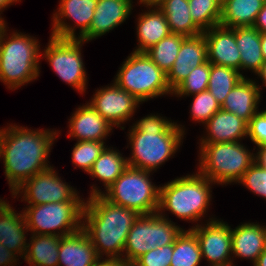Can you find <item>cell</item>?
<instances>
[{
  "label": "cell",
  "instance_id": "6da1fadb",
  "mask_svg": "<svg viewBox=\"0 0 266 266\" xmlns=\"http://www.w3.org/2000/svg\"><path fill=\"white\" fill-rule=\"evenodd\" d=\"M0 159L11 194L25 181L51 167L48 157L59 135L58 130L38 129L10 125L2 127Z\"/></svg>",
  "mask_w": 266,
  "mask_h": 266
},
{
  "label": "cell",
  "instance_id": "7a4b0ae2",
  "mask_svg": "<svg viewBox=\"0 0 266 266\" xmlns=\"http://www.w3.org/2000/svg\"><path fill=\"white\" fill-rule=\"evenodd\" d=\"M86 199L82 229L101 259L122 261L127 235L140 214L108 201L102 194Z\"/></svg>",
  "mask_w": 266,
  "mask_h": 266
},
{
  "label": "cell",
  "instance_id": "3957f363",
  "mask_svg": "<svg viewBox=\"0 0 266 266\" xmlns=\"http://www.w3.org/2000/svg\"><path fill=\"white\" fill-rule=\"evenodd\" d=\"M166 117L150 114L137 120L128 133L130 167L155 172L180 148L185 128Z\"/></svg>",
  "mask_w": 266,
  "mask_h": 266
},
{
  "label": "cell",
  "instance_id": "277c9868",
  "mask_svg": "<svg viewBox=\"0 0 266 266\" xmlns=\"http://www.w3.org/2000/svg\"><path fill=\"white\" fill-rule=\"evenodd\" d=\"M7 31L4 23L0 29V81L15 90L39 76L41 49L37 38L17 30L8 36Z\"/></svg>",
  "mask_w": 266,
  "mask_h": 266
},
{
  "label": "cell",
  "instance_id": "5b68a950",
  "mask_svg": "<svg viewBox=\"0 0 266 266\" xmlns=\"http://www.w3.org/2000/svg\"><path fill=\"white\" fill-rule=\"evenodd\" d=\"M213 184V181L197 171L196 174L177 177L159 186L158 213L169 211L184 221H201L210 206Z\"/></svg>",
  "mask_w": 266,
  "mask_h": 266
},
{
  "label": "cell",
  "instance_id": "8992f818",
  "mask_svg": "<svg viewBox=\"0 0 266 266\" xmlns=\"http://www.w3.org/2000/svg\"><path fill=\"white\" fill-rule=\"evenodd\" d=\"M198 172L215 184L240 180L254 163V153L240 142L200 143Z\"/></svg>",
  "mask_w": 266,
  "mask_h": 266
},
{
  "label": "cell",
  "instance_id": "52a82bcc",
  "mask_svg": "<svg viewBox=\"0 0 266 266\" xmlns=\"http://www.w3.org/2000/svg\"><path fill=\"white\" fill-rule=\"evenodd\" d=\"M151 171L128 167L105 191L90 186V195H103L108 201L137 211L140 215L158 212L160 187L151 181Z\"/></svg>",
  "mask_w": 266,
  "mask_h": 266
},
{
  "label": "cell",
  "instance_id": "ba28073f",
  "mask_svg": "<svg viewBox=\"0 0 266 266\" xmlns=\"http://www.w3.org/2000/svg\"><path fill=\"white\" fill-rule=\"evenodd\" d=\"M118 70L114 83L141 103L169 94L167 74L146 53L131 52Z\"/></svg>",
  "mask_w": 266,
  "mask_h": 266
},
{
  "label": "cell",
  "instance_id": "9c48e42d",
  "mask_svg": "<svg viewBox=\"0 0 266 266\" xmlns=\"http://www.w3.org/2000/svg\"><path fill=\"white\" fill-rule=\"evenodd\" d=\"M85 201L27 205L23 214L34 235L66 236L82 229Z\"/></svg>",
  "mask_w": 266,
  "mask_h": 266
},
{
  "label": "cell",
  "instance_id": "30bf717a",
  "mask_svg": "<svg viewBox=\"0 0 266 266\" xmlns=\"http://www.w3.org/2000/svg\"><path fill=\"white\" fill-rule=\"evenodd\" d=\"M165 215L157 212L138 217L127 235L122 261L135 262L151 249L174 243L183 228Z\"/></svg>",
  "mask_w": 266,
  "mask_h": 266
},
{
  "label": "cell",
  "instance_id": "8fae6325",
  "mask_svg": "<svg viewBox=\"0 0 266 266\" xmlns=\"http://www.w3.org/2000/svg\"><path fill=\"white\" fill-rule=\"evenodd\" d=\"M85 42L80 39H59L50 36L41 57L46 58L52 70L73 89L83 94L86 90L87 75L81 47Z\"/></svg>",
  "mask_w": 266,
  "mask_h": 266
},
{
  "label": "cell",
  "instance_id": "7c38bea8",
  "mask_svg": "<svg viewBox=\"0 0 266 266\" xmlns=\"http://www.w3.org/2000/svg\"><path fill=\"white\" fill-rule=\"evenodd\" d=\"M54 166L37 173L17 188L13 198L22 197L29 205L57 203L64 201H85L75 188L63 182ZM67 183V184H66ZM21 195H20V194ZM23 194V195H22ZM20 195V196H19ZM81 197V198H80Z\"/></svg>",
  "mask_w": 266,
  "mask_h": 266
},
{
  "label": "cell",
  "instance_id": "4fadbf2b",
  "mask_svg": "<svg viewBox=\"0 0 266 266\" xmlns=\"http://www.w3.org/2000/svg\"><path fill=\"white\" fill-rule=\"evenodd\" d=\"M207 224H196L189 228L197 237L202 258L210 266L234 265L232 257L231 226L217 218H209Z\"/></svg>",
  "mask_w": 266,
  "mask_h": 266
},
{
  "label": "cell",
  "instance_id": "5bb4252c",
  "mask_svg": "<svg viewBox=\"0 0 266 266\" xmlns=\"http://www.w3.org/2000/svg\"><path fill=\"white\" fill-rule=\"evenodd\" d=\"M113 127H120L134 116L140 101L132 94L118 87L114 82L97 89L88 102Z\"/></svg>",
  "mask_w": 266,
  "mask_h": 266
},
{
  "label": "cell",
  "instance_id": "9a60e30c",
  "mask_svg": "<svg viewBox=\"0 0 266 266\" xmlns=\"http://www.w3.org/2000/svg\"><path fill=\"white\" fill-rule=\"evenodd\" d=\"M98 0H60L53 13L51 36L59 39H81L89 30ZM73 20L74 26L65 22ZM76 28H80L78 36Z\"/></svg>",
  "mask_w": 266,
  "mask_h": 266
},
{
  "label": "cell",
  "instance_id": "2e32d148",
  "mask_svg": "<svg viewBox=\"0 0 266 266\" xmlns=\"http://www.w3.org/2000/svg\"><path fill=\"white\" fill-rule=\"evenodd\" d=\"M207 59L211 64L234 68L240 72V51L235 39V27L215 26L203 32Z\"/></svg>",
  "mask_w": 266,
  "mask_h": 266
},
{
  "label": "cell",
  "instance_id": "e0dca14e",
  "mask_svg": "<svg viewBox=\"0 0 266 266\" xmlns=\"http://www.w3.org/2000/svg\"><path fill=\"white\" fill-rule=\"evenodd\" d=\"M207 45L204 34L186 37L179 49L173 67L167 73V83L173 91L190 71L207 62Z\"/></svg>",
  "mask_w": 266,
  "mask_h": 266
},
{
  "label": "cell",
  "instance_id": "ac0fdd59",
  "mask_svg": "<svg viewBox=\"0 0 266 266\" xmlns=\"http://www.w3.org/2000/svg\"><path fill=\"white\" fill-rule=\"evenodd\" d=\"M132 3V0H98L89 30L80 40H94L124 23L132 12Z\"/></svg>",
  "mask_w": 266,
  "mask_h": 266
},
{
  "label": "cell",
  "instance_id": "d6986e66",
  "mask_svg": "<svg viewBox=\"0 0 266 266\" xmlns=\"http://www.w3.org/2000/svg\"><path fill=\"white\" fill-rule=\"evenodd\" d=\"M86 104V105H85ZM79 106L69 119V138L77 141L104 142L113 126L108 123L89 103Z\"/></svg>",
  "mask_w": 266,
  "mask_h": 266
},
{
  "label": "cell",
  "instance_id": "ffe728a7",
  "mask_svg": "<svg viewBox=\"0 0 266 266\" xmlns=\"http://www.w3.org/2000/svg\"><path fill=\"white\" fill-rule=\"evenodd\" d=\"M58 256L59 266H96L102 260L83 229L60 238Z\"/></svg>",
  "mask_w": 266,
  "mask_h": 266
},
{
  "label": "cell",
  "instance_id": "44dd1931",
  "mask_svg": "<svg viewBox=\"0 0 266 266\" xmlns=\"http://www.w3.org/2000/svg\"><path fill=\"white\" fill-rule=\"evenodd\" d=\"M28 231L23 211L17 213L9 202L0 198V242L22 259L27 250Z\"/></svg>",
  "mask_w": 266,
  "mask_h": 266
},
{
  "label": "cell",
  "instance_id": "7402d4cb",
  "mask_svg": "<svg viewBox=\"0 0 266 266\" xmlns=\"http://www.w3.org/2000/svg\"><path fill=\"white\" fill-rule=\"evenodd\" d=\"M200 143L239 142L248 138V123L234 113L220 109L205 124Z\"/></svg>",
  "mask_w": 266,
  "mask_h": 266
},
{
  "label": "cell",
  "instance_id": "603a6c76",
  "mask_svg": "<svg viewBox=\"0 0 266 266\" xmlns=\"http://www.w3.org/2000/svg\"><path fill=\"white\" fill-rule=\"evenodd\" d=\"M232 258H244L252 261L253 265L266 248V225L257 222L239 224L231 228Z\"/></svg>",
  "mask_w": 266,
  "mask_h": 266
},
{
  "label": "cell",
  "instance_id": "cb8c5ba5",
  "mask_svg": "<svg viewBox=\"0 0 266 266\" xmlns=\"http://www.w3.org/2000/svg\"><path fill=\"white\" fill-rule=\"evenodd\" d=\"M261 88L256 81L243 77L228 93L221 109L234 113L249 123L250 119L259 111Z\"/></svg>",
  "mask_w": 266,
  "mask_h": 266
},
{
  "label": "cell",
  "instance_id": "d4e9b609",
  "mask_svg": "<svg viewBox=\"0 0 266 266\" xmlns=\"http://www.w3.org/2000/svg\"><path fill=\"white\" fill-rule=\"evenodd\" d=\"M147 9L137 18L136 35L138 43L133 52L145 53L163 38L171 34L169 24L163 12L157 6H145ZM151 8V9H150Z\"/></svg>",
  "mask_w": 266,
  "mask_h": 266
},
{
  "label": "cell",
  "instance_id": "484cf974",
  "mask_svg": "<svg viewBox=\"0 0 266 266\" xmlns=\"http://www.w3.org/2000/svg\"><path fill=\"white\" fill-rule=\"evenodd\" d=\"M235 39L240 51V71L249 69L256 75L264 62L261 33L253 26L235 27Z\"/></svg>",
  "mask_w": 266,
  "mask_h": 266
},
{
  "label": "cell",
  "instance_id": "4316f807",
  "mask_svg": "<svg viewBox=\"0 0 266 266\" xmlns=\"http://www.w3.org/2000/svg\"><path fill=\"white\" fill-rule=\"evenodd\" d=\"M266 0H228L221 6L220 26H253Z\"/></svg>",
  "mask_w": 266,
  "mask_h": 266
},
{
  "label": "cell",
  "instance_id": "83f0119b",
  "mask_svg": "<svg viewBox=\"0 0 266 266\" xmlns=\"http://www.w3.org/2000/svg\"><path fill=\"white\" fill-rule=\"evenodd\" d=\"M157 7L166 17L171 33L185 37L203 33L191 18L188 0H163Z\"/></svg>",
  "mask_w": 266,
  "mask_h": 266
},
{
  "label": "cell",
  "instance_id": "f1b7e54d",
  "mask_svg": "<svg viewBox=\"0 0 266 266\" xmlns=\"http://www.w3.org/2000/svg\"><path fill=\"white\" fill-rule=\"evenodd\" d=\"M60 236L34 235L27 244L24 261L33 266H59Z\"/></svg>",
  "mask_w": 266,
  "mask_h": 266
},
{
  "label": "cell",
  "instance_id": "f546056e",
  "mask_svg": "<svg viewBox=\"0 0 266 266\" xmlns=\"http://www.w3.org/2000/svg\"><path fill=\"white\" fill-rule=\"evenodd\" d=\"M122 156L119 150L106 146L95 160L88 174L92 178H98L99 181H102L104 188L107 190L129 167L127 157Z\"/></svg>",
  "mask_w": 266,
  "mask_h": 266
},
{
  "label": "cell",
  "instance_id": "4dcf8cb0",
  "mask_svg": "<svg viewBox=\"0 0 266 266\" xmlns=\"http://www.w3.org/2000/svg\"><path fill=\"white\" fill-rule=\"evenodd\" d=\"M202 259L196 235L183 229L173 243L170 266H199Z\"/></svg>",
  "mask_w": 266,
  "mask_h": 266
},
{
  "label": "cell",
  "instance_id": "1f68e13d",
  "mask_svg": "<svg viewBox=\"0 0 266 266\" xmlns=\"http://www.w3.org/2000/svg\"><path fill=\"white\" fill-rule=\"evenodd\" d=\"M243 77L245 76L234 68L210 63L208 90L216 98V101L222 105L228 93Z\"/></svg>",
  "mask_w": 266,
  "mask_h": 266
},
{
  "label": "cell",
  "instance_id": "d6a6232c",
  "mask_svg": "<svg viewBox=\"0 0 266 266\" xmlns=\"http://www.w3.org/2000/svg\"><path fill=\"white\" fill-rule=\"evenodd\" d=\"M186 37L181 34L171 33L145 53L166 74L173 67L180 46Z\"/></svg>",
  "mask_w": 266,
  "mask_h": 266
},
{
  "label": "cell",
  "instance_id": "836d02e7",
  "mask_svg": "<svg viewBox=\"0 0 266 266\" xmlns=\"http://www.w3.org/2000/svg\"><path fill=\"white\" fill-rule=\"evenodd\" d=\"M194 24L202 31L220 25L221 5L216 0H188Z\"/></svg>",
  "mask_w": 266,
  "mask_h": 266
},
{
  "label": "cell",
  "instance_id": "e575fe53",
  "mask_svg": "<svg viewBox=\"0 0 266 266\" xmlns=\"http://www.w3.org/2000/svg\"><path fill=\"white\" fill-rule=\"evenodd\" d=\"M210 77V62L207 61L199 67L193 68L189 75L172 91L176 97H186L208 89Z\"/></svg>",
  "mask_w": 266,
  "mask_h": 266
},
{
  "label": "cell",
  "instance_id": "d590c367",
  "mask_svg": "<svg viewBox=\"0 0 266 266\" xmlns=\"http://www.w3.org/2000/svg\"><path fill=\"white\" fill-rule=\"evenodd\" d=\"M104 144L105 142L100 141H77L71 153L74 169L78 167L88 173L106 147Z\"/></svg>",
  "mask_w": 266,
  "mask_h": 266
},
{
  "label": "cell",
  "instance_id": "8d00e7d4",
  "mask_svg": "<svg viewBox=\"0 0 266 266\" xmlns=\"http://www.w3.org/2000/svg\"><path fill=\"white\" fill-rule=\"evenodd\" d=\"M191 96L194 98L190 108V117L198 123L205 124L221 109V105L208 89Z\"/></svg>",
  "mask_w": 266,
  "mask_h": 266
},
{
  "label": "cell",
  "instance_id": "74e56055",
  "mask_svg": "<svg viewBox=\"0 0 266 266\" xmlns=\"http://www.w3.org/2000/svg\"><path fill=\"white\" fill-rule=\"evenodd\" d=\"M173 244L151 249L139 257L135 263L139 266H170Z\"/></svg>",
  "mask_w": 266,
  "mask_h": 266
},
{
  "label": "cell",
  "instance_id": "f35d334b",
  "mask_svg": "<svg viewBox=\"0 0 266 266\" xmlns=\"http://www.w3.org/2000/svg\"><path fill=\"white\" fill-rule=\"evenodd\" d=\"M256 146L266 145V110L258 111L248 123V135Z\"/></svg>",
  "mask_w": 266,
  "mask_h": 266
},
{
  "label": "cell",
  "instance_id": "ab89813d",
  "mask_svg": "<svg viewBox=\"0 0 266 266\" xmlns=\"http://www.w3.org/2000/svg\"><path fill=\"white\" fill-rule=\"evenodd\" d=\"M237 183L246 186L253 194L263 197V168L254 162Z\"/></svg>",
  "mask_w": 266,
  "mask_h": 266
},
{
  "label": "cell",
  "instance_id": "60d3db41",
  "mask_svg": "<svg viewBox=\"0 0 266 266\" xmlns=\"http://www.w3.org/2000/svg\"><path fill=\"white\" fill-rule=\"evenodd\" d=\"M14 252L8 250L1 242H0V266H14L16 265L19 257L16 256ZM18 257V258H17Z\"/></svg>",
  "mask_w": 266,
  "mask_h": 266
},
{
  "label": "cell",
  "instance_id": "b9f144b4",
  "mask_svg": "<svg viewBox=\"0 0 266 266\" xmlns=\"http://www.w3.org/2000/svg\"><path fill=\"white\" fill-rule=\"evenodd\" d=\"M260 33H266V2L263 8L256 17L255 23L253 25Z\"/></svg>",
  "mask_w": 266,
  "mask_h": 266
},
{
  "label": "cell",
  "instance_id": "7bdbcfd3",
  "mask_svg": "<svg viewBox=\"0 0 266 266\" xmlns=\"http://www.w3.org/2000/svg\"><path fill=\"white\" fill-rule=\"evenodd\" d=\"M256 151L254 153V162L266 170V145L257 146Z\"/></svg>",
  "mask_w": 266,
  "mask_h": 266
},
{
  "label": "cell",
  "instance_id": "ee69618b",
  "mask_svg": "<svg viewBox=\"0 0 266 266\" xmlns=\"http://www.w3.org/2000/svg\"><path fill=\"white\" fill-rule=\"evenodd\" d=\"M96 266H124V261H120V260H101Z\"/></svg>",
  "mask_w": 266,
  "mask_h": 266
},
{
  "label": "cell",
  "instance_id": "f6af8a7d",
  "mask_svg": "<svg viewBox=\"0 0 266 266\" xmlns=\"http://www.w3.org/2000/svg\"><path fill=\"white\" fill-rule=\"evenodd\" d=\"M21 0H0V18L4 20V18L1 16L2 12L5 10L6 7L13 5V3L19 2Z\"/></svg>",
  "mask_w": 266,
  "mask_h": 266
},
{
  "label": "cell",
  "instance_id": "bcb514c9",
  "mask_svg": "<svg viewBox=\"0 0 266 266\" xmlns=\"http://www.w3.org/2000/svg\"><path fill=\"white\" fill-rule=\"evenodd\" d=\"M258 75V76H257ZM257 77L261 78L262 84L266 87V60L262 63L260 71L256 74Z\"/></svg>",
  "mask_w": 266,
  "mask_h": 266
},
{
  "label": "cell",
  "instance_id": "7dc6e473",
  "mask_svg": "<svg viewBox=\"0 0 266 266\" xmlns=\"http://www.w3.org/2000/svg\"><path fill=\"white\" fill-rule=\"evenodd\" d=\"M253 266H266V248L260 254V256L257 259V262Z\"/></svg>",
  "mask_w": 266,
  "mask_h": 266
},
{
  "label": "cell",
  "instance_id": "c3c4849f",
  "mask_svg": "<svg viewBox=\"0 0 266 266\" xmlns=\"http://www.w3.org/2000/svg\"><path fill=\"white\" fill-rule=\"evenodd\" d=\"M142 6H157L163 0H138Z\"/></svg>",
  "mask_w": 266,
  "mask_h": 266
},
{
  "label": "cell",
  "instance_id": "681fc988",
  "mask_svg": "<svg viewBox=\"0 0 266 266\" xmlns=\"http://www.w3.org/2000/svg\"><path fill=\"white\" fill-rule=\"evenodd\" d=\"M261 49L264 60H266V33H261Z\"/></svg>",
  "mask_w": 266,
  "mask_h": 266
},
{
  "label": "cell",
  "instance_id": "f907efd6",
  "mask_svg": "<svg viewBox=\"0 0 266 266\" xmlns=\"http://www.w3.org/2000/svg\"><path fill=\"white\" fill-rule=\"evenodd\" d=\"M263 198L266 200V170L263 168Z\"/></svg>",
  "mask_w": 266,
  "mask_h": 266
},
{
  "label": "cell",
  "instance_id": "816d5d0a",
  "mask_svg": "<svg viewBox=\"0 0 266 266\" xmlns=\"http://www.w3.org/2000/svg\"><path fill=\"white\" fill-rule=\"evenodd\" d=\"M124 266H139V265L135 262L124 261Z\"/></svg>",
  "mask_w": 266,
  "mask_h": 266
},
{
  "label": "cell",
  "instance_id": "f5cc1de1",
  "mask_svg": "<svg viewBox=\"0 0 266 266\" xmlns=\"http://www.w3.org/2000/svg\"><path fill=\"white\" fill-rule=\"evenodd\" d=\"M221 6H223L228 0H216Z\"/></svg>",
  "mask_w": 266,
  "mask_h": 266
},
{
  "label": "cell",
  "instance_id": "db71d44e",
  "mask_svg": "<svg viewBox=\"0 0 266 266\" xmlns=\"http://www.w3.org/2000/svg\"><path fill=\"white\" fill-rule=\"evenodd\" d=\"M5 22L0 18V28L2 27V25L4 24Z\"/></svg>",
  "mask_w": 266,
  "mask_h": 266
}]
</instances>
